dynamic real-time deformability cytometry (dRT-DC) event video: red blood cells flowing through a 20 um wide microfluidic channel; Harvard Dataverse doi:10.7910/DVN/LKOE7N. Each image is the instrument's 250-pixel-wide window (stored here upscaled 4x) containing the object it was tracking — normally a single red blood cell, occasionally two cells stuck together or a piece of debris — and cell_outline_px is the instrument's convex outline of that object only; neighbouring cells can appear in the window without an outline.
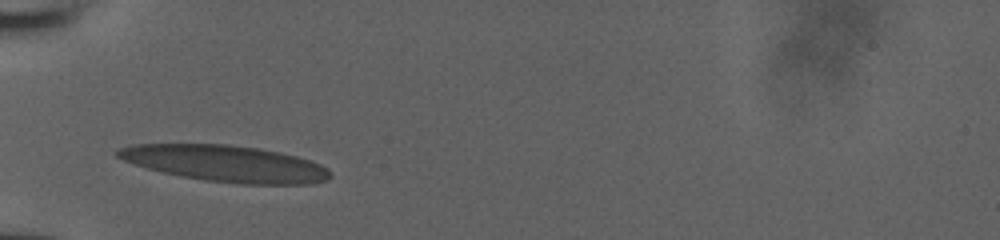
{"species": "human", "species_latin": "Homo sapiens", "temperature_condition": "room temperature", "stored_images_in_passage": 6, "camera_frame_rate_fps": 3000, "um_per_image_px": 0.085, "donor": {"sex": "male"}, "frame": {"image": 1, "passage_image": 1, "time_ms": 0.0, "image_size_px": [1000, 240], "cell_outline_px": [[332, 176], [328, 180], [312, 184], [240, 184], [204, 180], [180, 176], [148, 168], [124, 160], [116, 156], [112, 152], [116, 148], [132, 144], [228, 144], [256, 148], [280, 152], [296, 156], [320, 164], [328, 168]], "centroid_in_image_um": [19.16, 13.9], "position_along_channel_um": 65.8, "area_um2": 45.14}}
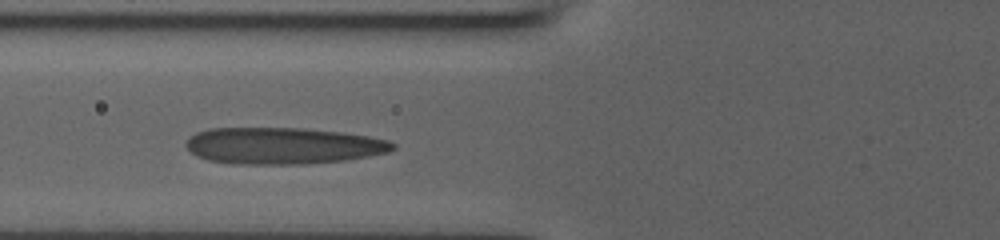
{"frame": {"image": 2, "passage_image": 3, "time_ms": 0.667, "image_size_px": [1000, 240], "cell_outline_px": [[396, 148], [388, 152], [368, 156], [344, 160], [308, 164], [232, 164], [208, 160], [196, 156], [184, 144], [196, 132], [212, 128], [304, 128], [344, 132], [368, 136], [388, 140], [396, 144]], "centroid_in_image_um": [24.07, 12.39], "position_along_channel_um": 101.7, "area_um2": 44.27}}
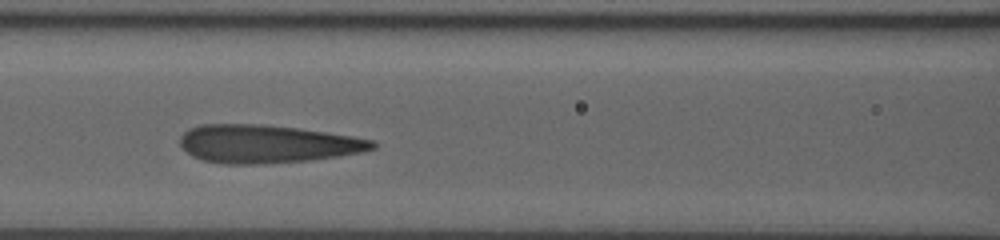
{"frame": {"image": 3, "passage_image": 5, "time_ms": 1.333, "image_size_px": [1000, 240], "cell_outline_px": [[376, 148], [364, 152], [308, 160], [264, 164], [224, 164], [204, 160], [192, 156], [180, 144], [180, 136], [188, 128], [200, 124], [260, 124], [300, 128], [352, 136], [372, 140], [376, 144]], "centroid_in_image_um": [22.69, 12.23], "position_along_channel_um": 143.9, "area_um2": 42.77}}